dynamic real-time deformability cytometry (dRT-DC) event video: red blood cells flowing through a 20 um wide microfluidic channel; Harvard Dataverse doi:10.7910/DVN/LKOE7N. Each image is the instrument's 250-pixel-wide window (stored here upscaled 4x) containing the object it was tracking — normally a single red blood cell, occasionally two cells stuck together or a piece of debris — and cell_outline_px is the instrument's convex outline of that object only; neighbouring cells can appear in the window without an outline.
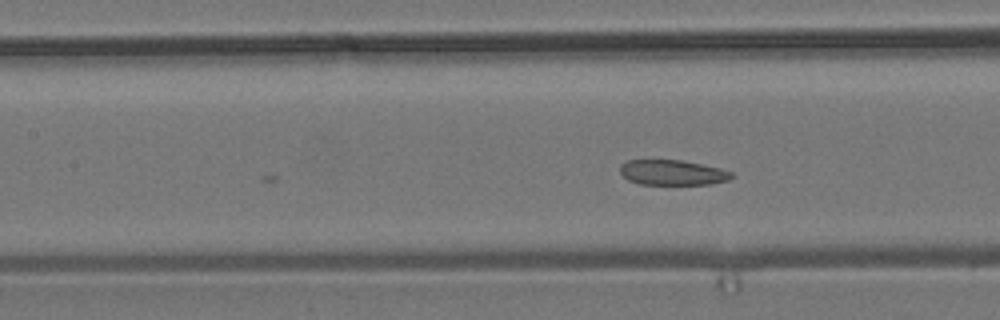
{"species": "common noctule bat (a hibernating species)", "species_latin": "Nyctalus noctula", "temperature_condition": "room temperature", "stored_images_in_passage": 14, "camera_frame_rate_fps": 3000, "um_per_image_px": 0.085, "animal": {"sex": "male", "body_mass_g": 19.2, "forearm_length_mm": 51.8}, "frame": {"image": 1, "passage_image": 14, "time_ms": 4.333, "image_size_px": [1000, 320], "cell_outline_px": [[736, 176], [728, 180], [712, 184], [640, 184], [628, 180], [620, 172], [620, 164], [628, 160], [680, 160], [720, 168], [732, 172]], "centroid_in_image_um": [57.18, 14.67], "position_along_channel_um": 150.2, "area_um2": 16.36}}